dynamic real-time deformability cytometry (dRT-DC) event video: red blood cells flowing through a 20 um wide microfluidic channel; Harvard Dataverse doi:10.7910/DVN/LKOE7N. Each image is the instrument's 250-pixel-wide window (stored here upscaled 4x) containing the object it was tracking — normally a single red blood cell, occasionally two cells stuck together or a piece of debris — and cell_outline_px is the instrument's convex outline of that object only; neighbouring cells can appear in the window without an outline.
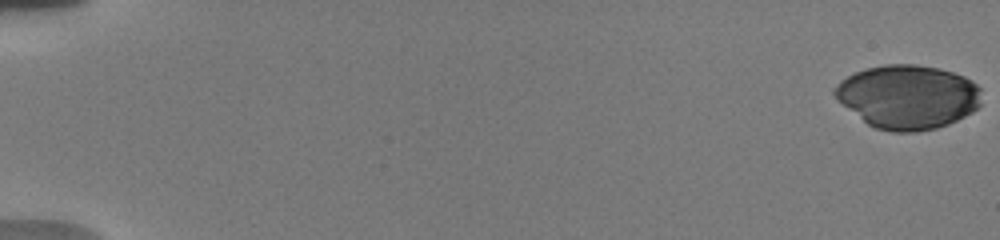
{"species": "human", "species_latin": "Homo sapiens", "temperature_condition": "warm", "stored_images_in_passage": 10, "camera_frame_rate_fps": 3000, "um_per_image_px": 0.085, "donor": {"sex": "male"}, "frame": {"image": 1, "passage_image": 1, "time_ms": 0.0, "image_size_px": [1000, 240], "cell_outline_px": [[980, 104], [972, 112], [948, 124], [936, 128], [916, 132], [892, 132], [876, 128], [868, 124], [844, 104], [832, 92], [832, 88], [840, 80], [856, 72], [868, 68], [884, 64], [916, 64], [940, 68], [964, 76], [972, 80], [980, 88]], "centroid_in_image_um": [77.18, 8.22], "position_along_channel_um": 7.8, "area_um2": 54.45}}
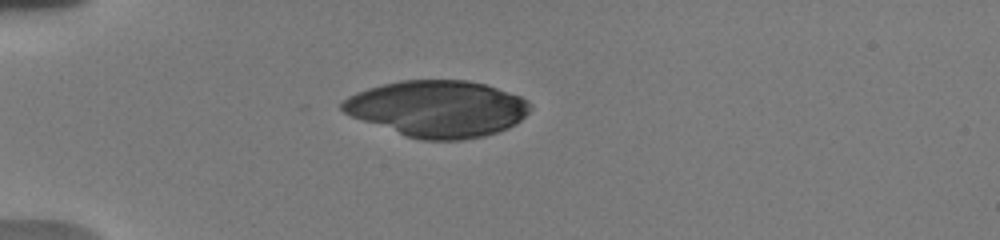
{"frame": {"image": 2, "passage_image": 6, "time_ms": 5.333, "image_size_px": [1000, 240], "cell_outline_px": [[532, 108], [516, 124], [508, 128], [484, 136], [464, 140], [420, 140], [404, 136], [352, 116], [344, 112], [340, 108], [340, 104], [348, 96], [356, 92], [368, 88], [400, 80], [468, 80], [484, 84], [520, 96], [528, 100], [532, 104]], "centroid_in_image_um": [37.2, 9.24], "position_along_channel_um": 47.8, "area_um2": 61.85}}